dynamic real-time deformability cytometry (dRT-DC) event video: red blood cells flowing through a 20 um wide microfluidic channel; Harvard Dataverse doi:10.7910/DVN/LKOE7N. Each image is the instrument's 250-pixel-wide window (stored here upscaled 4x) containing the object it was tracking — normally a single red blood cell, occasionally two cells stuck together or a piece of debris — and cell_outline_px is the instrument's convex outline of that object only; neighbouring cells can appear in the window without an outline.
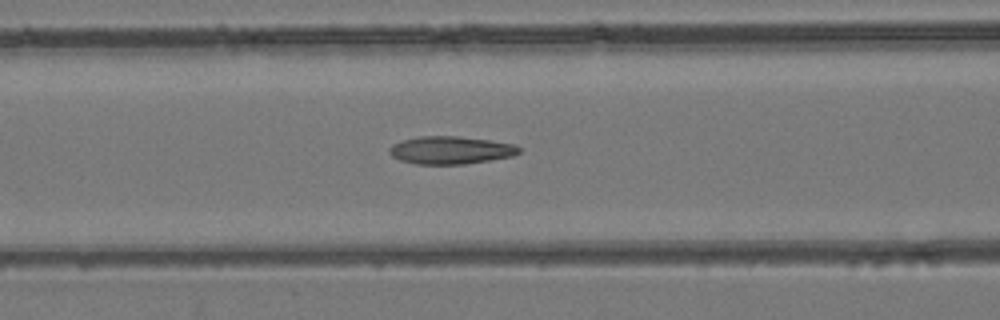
{"species": "common noctule bat (a hibernating species)", "species_latin": "Nyctalus noctula", "temperature_condition": "room temperature", "stored_images_in_passage": 46, "camera_frame_rate_fps": 3000, "um_per_image_px": 0.085, "animal": {"sex": "female", "body_mass_g": 24.6, "forearm_length_mm": 56.2}, "frame": {"image": 1, "passage_image": 17, "time_ms": 5.333, "image_size_px": [1000, 320], "cell_outline_px": [[520, 152], [512, 156], [464, 164], [416, 164], [400, 160], [392, 156], [388, 152], [388, 148], [392, 144], [404, 140], [420, 136], [456, 136], [488, 140], [516, 144], [520, 148]], "centroid_in_image_um": [38.28, 12.76], "position_along_channel_um": 128.3, "area_um2": 20.87}}
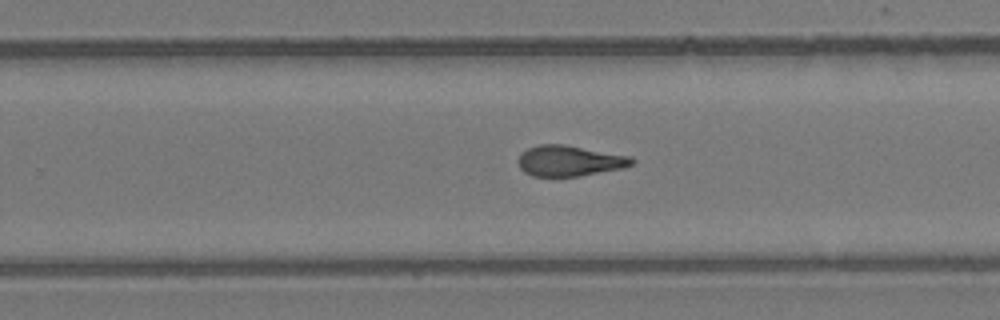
{"frame": {"image": 2, "passage_image": 28, "time_ms": 9.0, "image_size_px": [1000, 320], "cell_outline_px": [[636, 160], [632, 164], [624, 168], [580, 176], [532, 176], [524, 172], [520, 168], [516, 160], [528, 148], [540, 144], [564, 144], [632, 156]], "centroid_in_image_um": [48.43, 13.67], "position_along_channel_um": 281.4, "area_um2": 20.46}}
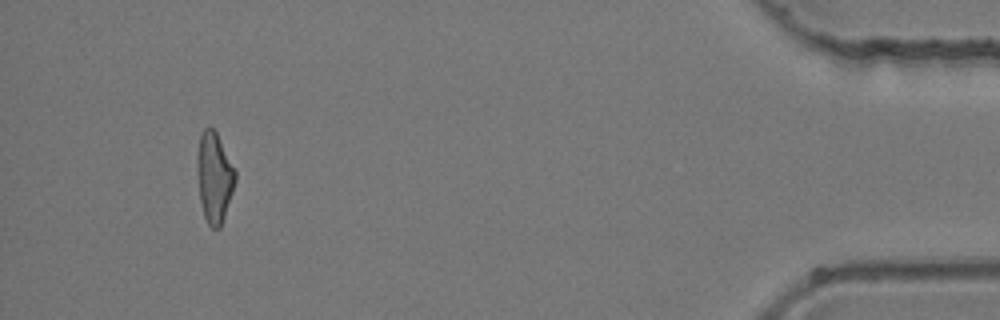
{"frame": {"image": 3, "passage_image": 43, "time_ms": 14.0, "image_size_px": [1000, 320], "cell_outline_px": [[236, 180], [220, 228], [212, 228], [208, 224], [204, 216], [200, 200], [196, 164], [196, 156], [200, 136], [204, 128], [212, 128], [216, 132], [236, 172]], "centroid_in_image_um": [18.19, 15.07], "position_along_channel_um": 417.0, "area_um2": 19.77}}